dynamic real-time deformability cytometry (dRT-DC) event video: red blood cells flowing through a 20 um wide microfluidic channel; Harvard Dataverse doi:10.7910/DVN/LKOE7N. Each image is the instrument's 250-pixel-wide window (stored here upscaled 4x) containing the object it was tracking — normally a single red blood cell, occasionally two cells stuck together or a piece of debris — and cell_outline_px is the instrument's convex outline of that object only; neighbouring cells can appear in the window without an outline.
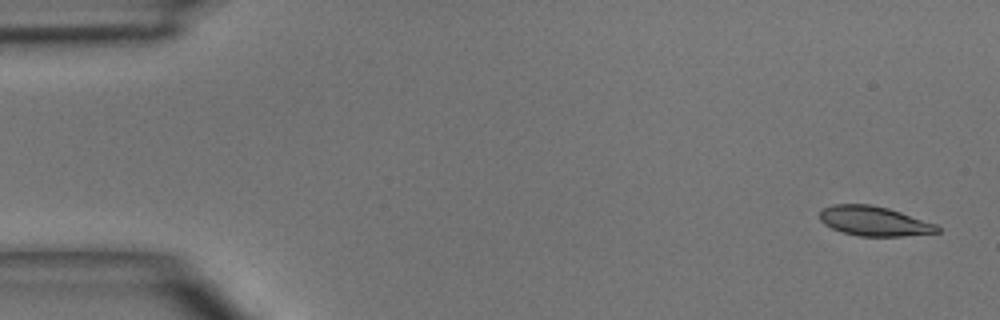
{"species": "common noctule bat (a hibernating species)", "species_latin": "Nyctalus noctula", "temperature_condition": "room temperature", "stored_images_in_passage": 5, "camera_frame_rate_fps": 3000, "um_per_image_px": 0.085, "animal": {"sex": "male", "body_mass_g": 15.6}, "frame": {"image": 1, "passage_image": 1, "time_ms": 0.0, "image_size_px": [1000, 320], "cell_outline_px": [[940, 232], [904, 236], [860, 236], [844, 232], [832, 228], [824, 224], [820, 220], [820, 212], [824, 208], [832, 204], [872, 204], [888, 208], [936, 224], [940, 228]], "centroid_in_image_um": [74.3, 18.79], "position_along_channel_um": 10.7, "area_um2": 20.17}}
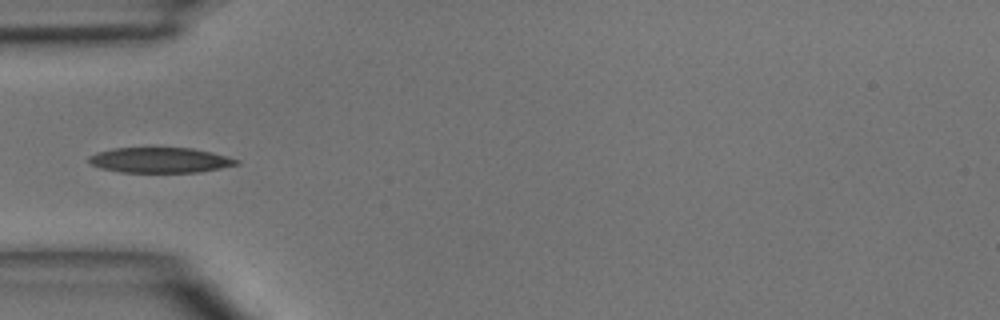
{"frame": {"image": 2, "passage_image": 4, "time_ms": 4.333, "image_size_px": [1000, 320], "cell_outline_px": [[240, 164], [200, 172], [120, 172], [100, 168], [92, 164], [88, 160], [88, 156], [96, 152], [112, 148], [192, 148], [212, 152], [228, 156], [240, 160]], "centroid_in_image_um": [13.61, 13.61], "position_along_channel_um": 71.4, "area_um2": 21.85}}
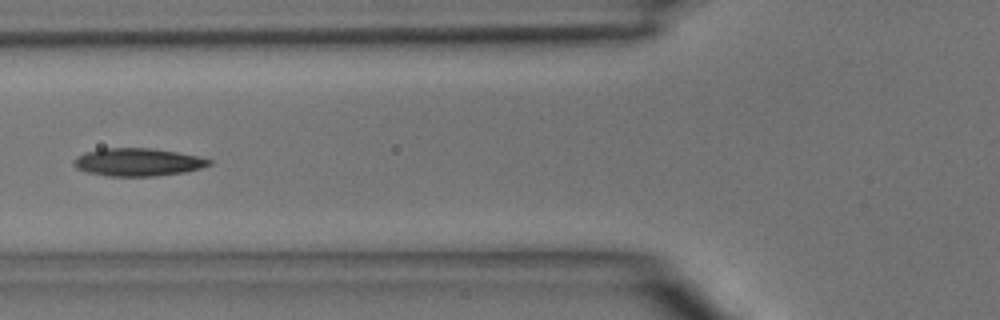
{"frame": {"image": 3, "passage_image": 5, "time_ms": 5.333, "image_size_px": [1000, 320], "cell_outline_px": [[212, 164], [200, 168], [184, 172], [156, 176], [108, 176], [88, 172], [76, 168], [72, 164], [72, 160], [76, 156], [84, 152], [100, 148], [152, 148], [176, 152], [196, 156], [212, 160]], "centroid_in_image_um": [11.66, 13.77], "position_along_channel_um": 114.1, "area_um2": 22.02}}